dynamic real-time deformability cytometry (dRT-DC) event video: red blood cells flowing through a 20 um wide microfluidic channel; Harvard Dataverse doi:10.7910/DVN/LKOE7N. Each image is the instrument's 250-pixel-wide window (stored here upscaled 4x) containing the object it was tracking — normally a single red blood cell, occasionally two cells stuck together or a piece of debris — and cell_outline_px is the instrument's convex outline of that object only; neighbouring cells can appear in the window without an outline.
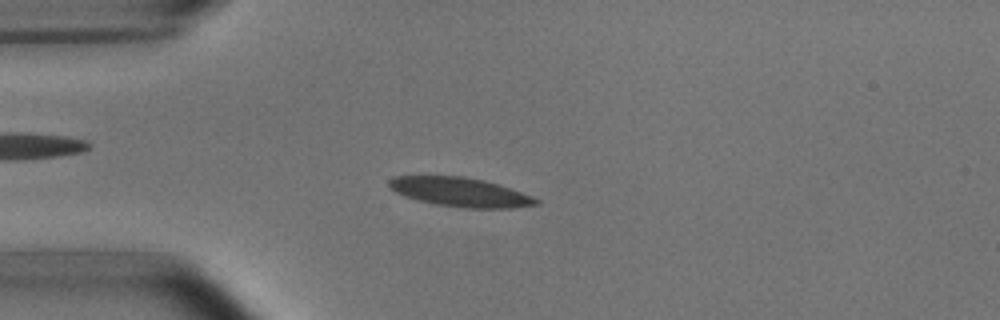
{"species": "common noctule bat (a hibernating species)", "species_latin": "Nyctalus noctula", "temperature_condition": "room temperature", "stored_images_in_passage": 3, "camera_frame_rate_fps": 3000, "um_per_image_px": 0.085, "animal": {"sex": "male", "body_mass_g": 15.6}, "frame": {"image": 1, "passage_image": 2, "time_ms": 1.333, "image_size_px": [1000, 320], "cell_outline_px": [[540, 204], [512, 208], [464, 208], [436, 204], [404, 196], [388, 188], [388, 180], [396, 176], [464, 176], [484, 180], [500, 184], [532, 196], [540, 200]], "centroid_in_image_um": [39.14, 16.32], "position_along_channel_um": 45.9, "area_um2": 25.03}}